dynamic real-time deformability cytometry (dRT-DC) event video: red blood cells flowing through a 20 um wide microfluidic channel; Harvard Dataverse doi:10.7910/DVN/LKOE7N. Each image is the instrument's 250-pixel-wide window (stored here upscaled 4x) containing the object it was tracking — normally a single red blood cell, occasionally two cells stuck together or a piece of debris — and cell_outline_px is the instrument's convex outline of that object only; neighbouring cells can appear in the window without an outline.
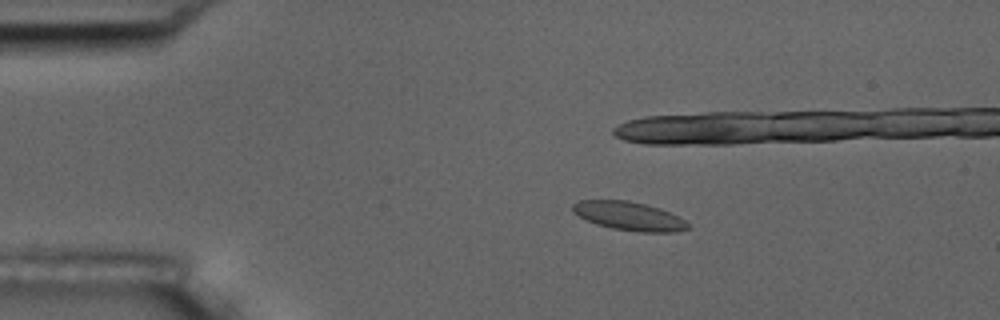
{"species": "common noctule bat (a hibernating species)", "species_latin": "Nyctalus noctula", "temperature_condition": "room temperature", "stored_images_in_passage": 8, "camera_frame_rate_fps": 3000, "um_per_image_px": 0.085, "animal": {"sex": "male", "body_mass_g": 17.5, "forearm_length_mm": 52.3}, "frame": {"image": 1, "passage_image": 3, "time_ms": 3.333, "image_size_px": [1000, 320], "cell_outline_px": [[692, 228], [676, 232], [640, 232], [612, 228], [596, 224], [572, 212], [572, 204], [580, 200], [628, 200], [660, 208], [684, 220]], "centroid_in_image_um": [53.47, 18.37], "position_along_channel_um": 31.5, "area_um2": 19.13}}